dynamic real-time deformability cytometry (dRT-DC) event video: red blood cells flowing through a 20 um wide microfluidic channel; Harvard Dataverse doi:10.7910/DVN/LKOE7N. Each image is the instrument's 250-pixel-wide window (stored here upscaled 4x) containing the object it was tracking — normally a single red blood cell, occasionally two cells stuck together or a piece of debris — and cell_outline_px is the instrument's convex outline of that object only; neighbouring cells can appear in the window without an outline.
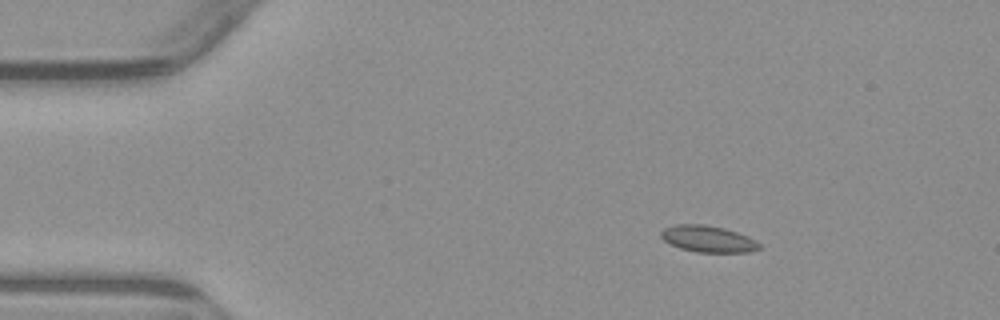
{"species": "common noctule bat (a hibernating species)", "species_latin": "Nyctalus noctula", "temperature_condition": "warm", "stored_images_in_passage": 4, "camera_frame_rate_fps": 3000, "um_per_image_px": 0.085, "animal": {"sex": "male", "body_mass_g": 23.1, "forearm_length_mm": 52.7}, "frame": {"image": 1, "passage_image": 2, "time_ms": 1.333, "image_size_px": [1000, 320], "cell_outline_px": [[764, 248], [748, 252], [696, 252], [680, 248], [664, 240], [660, 236], [660, 232], [664, 228], [676, 224], [704, 224], [724, 228], [748, 236], [756, 240]], "centroid_in_image_um": [60.21, 20.31], "position_along_channel_um": 24.8, "area_um2": 15.26}}